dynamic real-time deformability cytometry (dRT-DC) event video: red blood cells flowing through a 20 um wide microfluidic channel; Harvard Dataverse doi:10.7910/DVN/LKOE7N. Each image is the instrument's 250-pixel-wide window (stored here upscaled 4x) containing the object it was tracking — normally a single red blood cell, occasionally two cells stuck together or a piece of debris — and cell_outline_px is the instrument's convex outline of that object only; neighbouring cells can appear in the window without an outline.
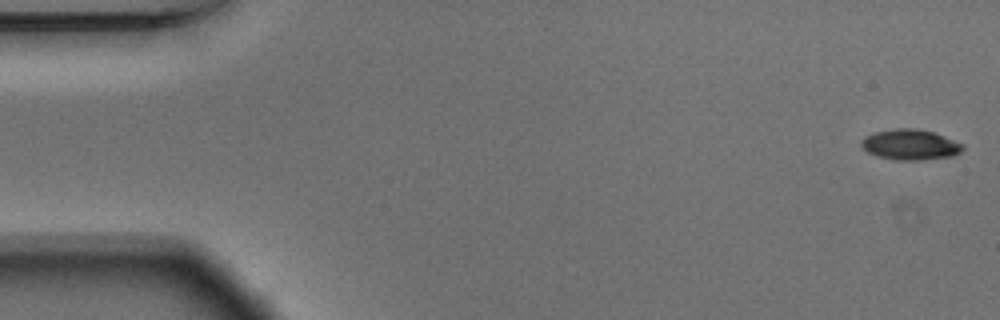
{"species": "Egyptian fruit bat (a non-hibernating species)", "species_latin": "Rousettus aegyptiacus", "temperature_condition": "warm", "stored_images_in_passage": 54, "camera_frame_rate_fps": 3000, "um_per_image_px": 0.085, "animal": {"sex": "male"}, "frame": {"image": 1, "passage_image": 1, "time_ms": 0.0, "image_size_px": [1000, 320], "cell_outline_px": [[964, 148], [960, 152], [952, 156], [920, 160], [892, 160], [876, 156], [868, 152], [860, 144], [860, 140], [864, 136], [876, 132], [896, 128], [916, 128], [932, 132], [944, 136], [964, 144]], "centroid_in_image_um": [77.35, 12.3], "position_along_channel_um": 7.6, "area_um2": 18.09}}
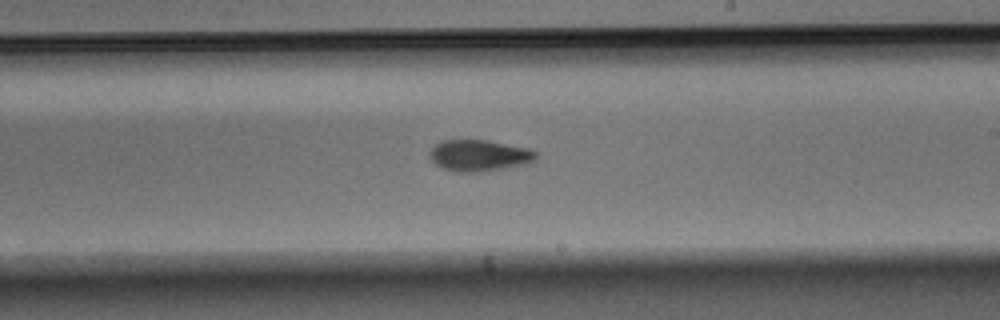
{"frame": {"image": 2, "passage_image": 31, "time_ms": 10.0, "image_size_px": [1000, 320], "cell_outline_px": [[536, 160], [524, 164], [480, 172], [456, 172], [440, 168], [432, 160], [432, 148], [436, 144], [444, 140], [484, 140], [528, 148], [536, 152]], "centroid_in_image_um": [40.73, 13.22], "position_along_channel_um": 248.3, "area_um2": 19.07}}
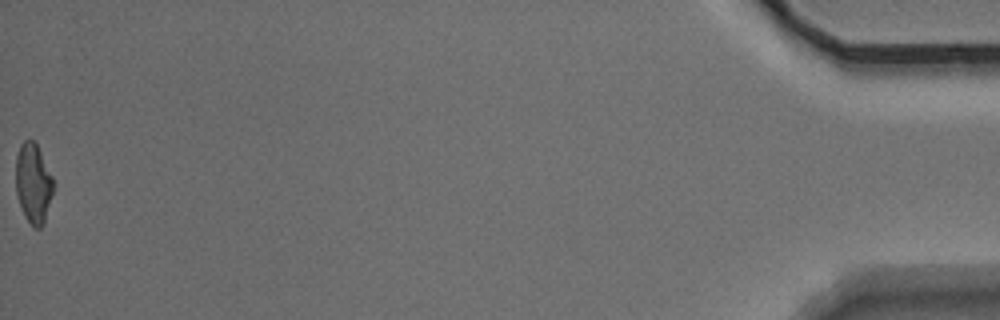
{"frame": {"image": 3, "passage_image": 54, "time_ms": 17.667, "image_size_px": [1000, 320], "cell_outline_px": [[52, 192], [44, 220], [40, 228], [32, 228], [24, 216], [16, 192], [16, 156], [20, 144], [24, 140], [36, 140], [52, 176]], "centroid_in_image_um": [2.8, 15.53], "position_along_channel_um": 432.4, "area_um2": 17.34}, "authors_computed_cell_mechanics": {"area_um2": 18.5538, "velocity_mm_per_s": 3.7498, "shape_relaxation_time_tau1_ms": 5.2124, "shape_relaxation_time_tau2_ms": 4.3339, "deformation_change_tau1": 0.1859, "deformation_change_tau2": 0.1201}}